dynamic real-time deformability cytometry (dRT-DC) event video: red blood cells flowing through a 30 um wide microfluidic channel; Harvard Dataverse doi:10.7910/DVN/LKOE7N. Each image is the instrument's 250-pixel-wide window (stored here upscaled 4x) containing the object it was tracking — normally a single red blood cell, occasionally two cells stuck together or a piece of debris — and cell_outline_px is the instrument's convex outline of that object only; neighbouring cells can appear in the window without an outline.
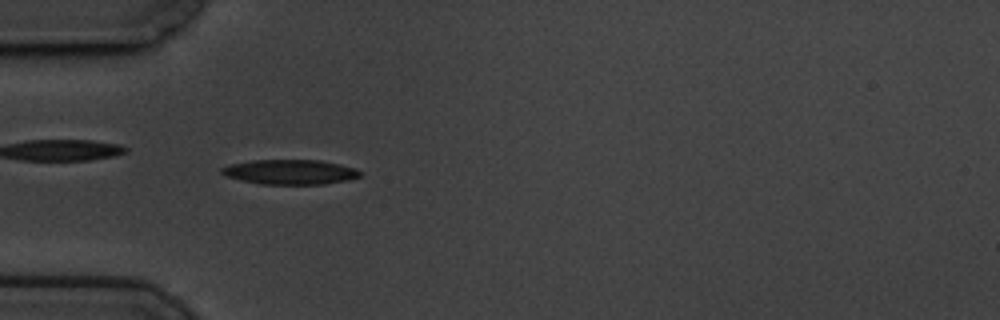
{"species": "common noctule bat (a hibernating species)", "species_latin": "Nyctalus noctula", "temperature_condition": "cold", "stored_images_in_passage": 58, "camera_frame_rate_fps": 3000, "um_per_image_px": 0.085, "animal": {"sex": "male", "body_mass_g": 19.5, "forearm_length_mm": 54.6}, "frame": {"image": 1, "passage_image": 17, "time_ms": 5.333, "image_size_px": [1000, 320], "cell_outline_px": [[364, 172], [360, 176], [348, 180], [324, 184], [260, 184], [240, 180], [224, 176], [220, 172], [220, 168], [232, 164], [252, 160], [320, 160], [340, 164], [356, 168]], "centroid_in_image_um": [24.67, 14.62], "position_along_channel_um": 60.3, "area_um2": 20.17}}
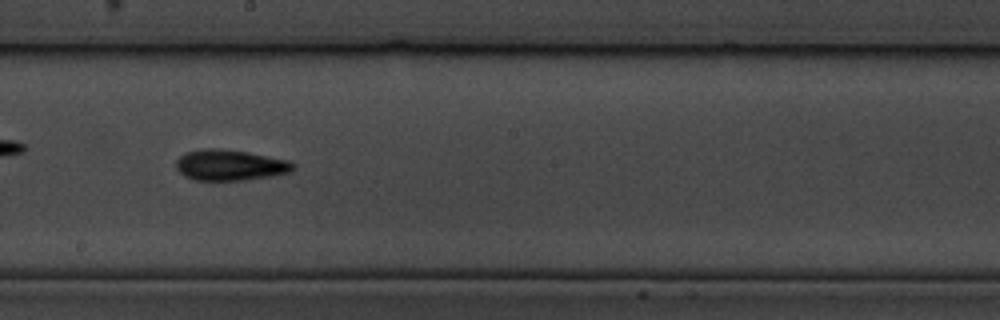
{"frame": {"image": 2, "passage_image": 32, "time_ms": 10.333, "image_size_px": [1000, 320], "cell_outline_px": [[296, 168], [292, 172], [272, 176], [244, 180], [192, 180], [184, 176], [176, 168], [176, 160], [184, 152], [204, 148], [212, 148], [244, 152], [288, 160], [296, 164]], "centroid_in_image_um": [19.55, 14.04], "position_along_channel_um": 228.7, "area_um2": 21.04}}
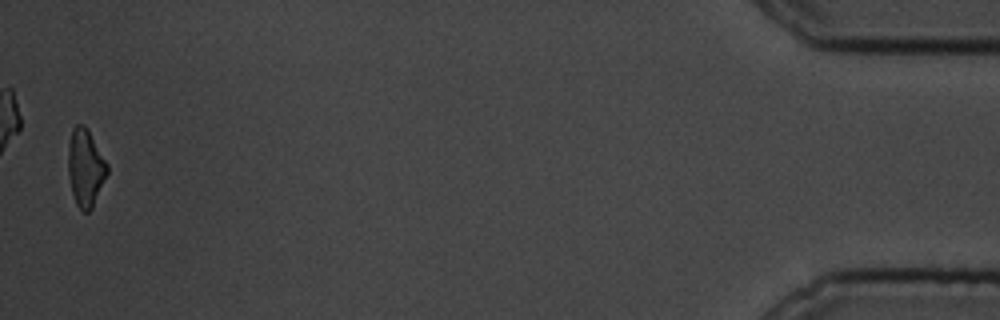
{"frame": {"image": 3, "passage_image": 57, "time_ms": 18.667, "image_size_px": [1000, 320], "cell_outline_px": [[108, 172], [92, 208], [88, 212], [84, 212], [76, 204], [72, 192], [68, 176], [68, 148], [72, 128], [76, 124], [84, 124], [88, 128], [108, 164]], "centroid_in_image_um": [7.26, 14.22], "position_along_channel_um": 427.9, "area_um2": 17.69}, "authors_computed_cell_mechanics": {"area_um2": 19.074, "velocity_mm_per_s": 3.4377, "shape_relaxation_time_tau1_ms": 4.4055, "shape_relaxation_time_tau2_ms": 2.9733, "deformation_change_tau1": 0.1562, "deformation_change_tau2": 0.1056}}